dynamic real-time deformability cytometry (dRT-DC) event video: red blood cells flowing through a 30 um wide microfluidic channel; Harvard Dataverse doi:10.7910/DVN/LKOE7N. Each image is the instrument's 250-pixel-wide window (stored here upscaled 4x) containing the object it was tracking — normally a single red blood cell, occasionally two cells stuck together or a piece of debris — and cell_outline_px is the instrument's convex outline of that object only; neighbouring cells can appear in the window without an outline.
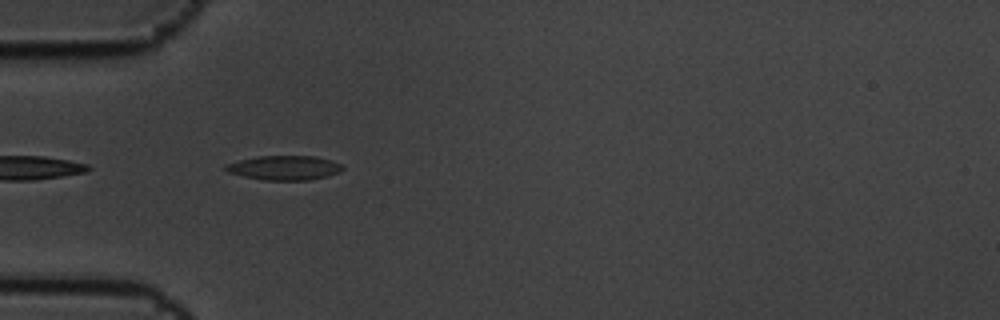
{"species": "common noctule bat (a hibernating species)", "species_latin": "Nyctalus noctula", "temperature_condition": "cold", "stored_images_in_passage": 3, "camera_frame_rate_fps": 3000, "um_per_image_px": 0.085, "animal": {"sex": "male", "body_mass_g": 19.5, "forearm_length_mm": 54.6}, "frame": {"image": 1, "passage_image": 2, "time_ms": 0.333, "image_size_px": [1000, 320], "cell_outline_px": [[344, 168], [340, 172], [328, 176], [308, 180], [264, 180], [244, 176], [228, 172], [224, 168], [224, 164], [256, 156], [316, 156], [332, 160], [344, 164]], "centroid_in_image_um": [24.21, 14.25], "position_along_channel_um": 60.8, "area_um2": 16.76}}
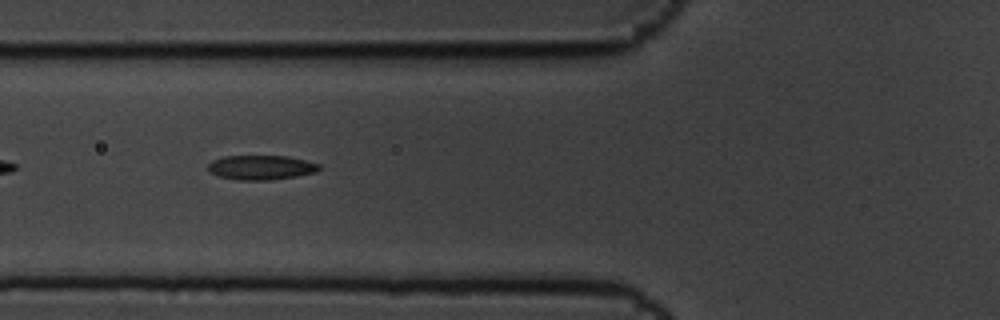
{"frame": {"image": 2, "passage_image": 3, "time_ms": 0.667, "image_size_px": [1000, 320], "cell_outline_px": [[320, 168], [316, 172], [296, 176], [268, 180], [236, 180], [220, 176], [208, 172], [208, 164], [212, 160], [224, 156], [288, 156], [320, 164]], "centroid_in_image_um": [22.17, 14.23], "position_along_channel_um": 103.6, "area_um2": 15.84}}